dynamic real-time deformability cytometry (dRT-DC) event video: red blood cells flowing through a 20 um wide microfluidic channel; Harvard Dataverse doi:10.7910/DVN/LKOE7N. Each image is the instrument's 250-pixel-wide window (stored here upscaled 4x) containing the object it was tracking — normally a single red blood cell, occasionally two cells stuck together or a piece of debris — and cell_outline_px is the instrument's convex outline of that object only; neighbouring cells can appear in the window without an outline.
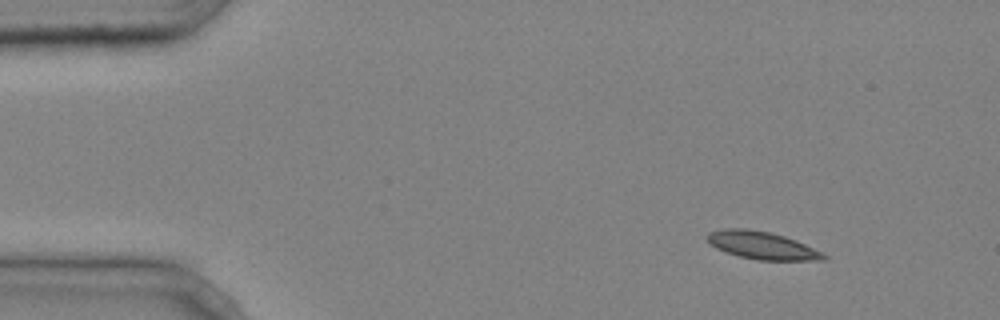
{"species": "common noctule bat (a hibernating species)", "species_latin": "Nyctalus noctula", "temperature_condition": "cold", "stored_images_in_passage": 3, "camera_frame_rate_fps": 3000, "um_per_image_px": 0.085, "animal": {"sex": "male", "body_mass_g": 20.4}, "frame": {"image": 1, "passage_image": 1, "time_ms": 0.0, "image_size_px": [1000, 320], "cell_outline_px": [[828, 256], [824, 260], [756, 260], [740, 256], [716, 248], [708, 240], [708, 232], [724, 228], [748, 228], [768, 232], [784, 236], [796, 240]], "centroid_in_image_um": [64.76, 20.85], "position_along_channel_um": 20.2, "area_um2": 18.44}}